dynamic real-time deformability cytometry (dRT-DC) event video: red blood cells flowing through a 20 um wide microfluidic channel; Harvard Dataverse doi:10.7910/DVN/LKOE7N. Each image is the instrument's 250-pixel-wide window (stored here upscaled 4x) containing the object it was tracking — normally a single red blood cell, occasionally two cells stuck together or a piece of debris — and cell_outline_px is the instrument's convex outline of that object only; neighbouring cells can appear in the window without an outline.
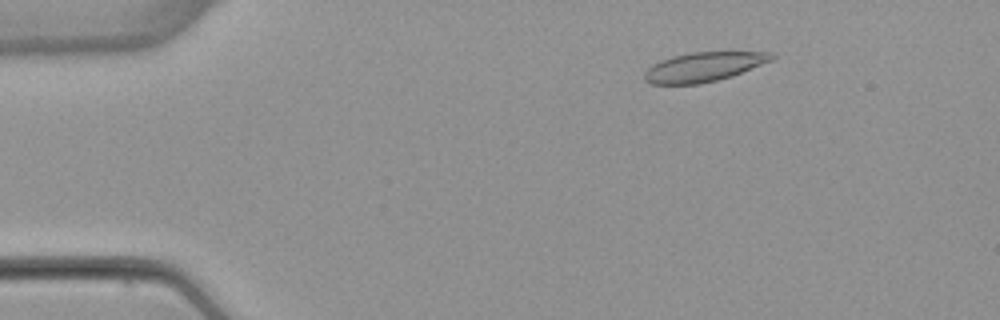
{"species": "common noctule bat (a hibernating species)", "species_latin": "Nyctalus noctula", "temperature_condition": "warm", "stored_images_in_passage": 53, "camera_frame_rate_fps": 3000, "um_per_image_px": 0.085, "animal": {"sex": "female", "body_mass_g": 22.7, "forearm_length_mm": 54.2}, "frame": {"image": 1, "passage_image": 8, "time_ms": 2.333, "image_size_px": [1000, 320], "cell_outline_px": [[776, 56], [772, 60], [732, 76], [700, 84], [648, 84], [644, 80], [644, 72], [652, 64], [660, 60], [672, 56], [692, 52], [772, 52]], "centroid_in_image_um": [59.78, 5.69], "position_along_channel_um": 25.2, "area_um2": 21.79}}
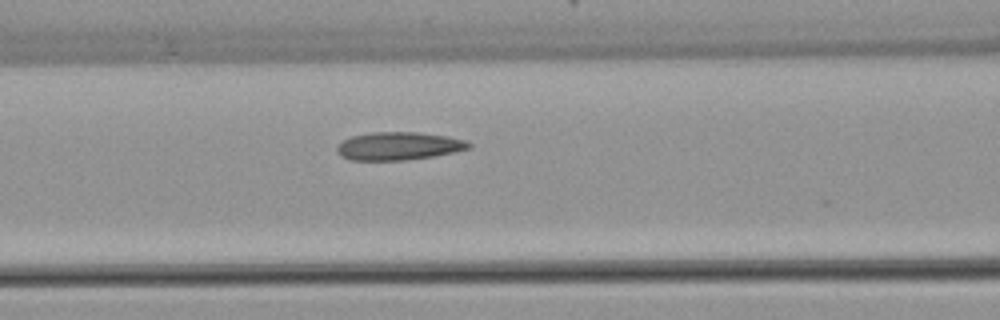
{"frame": {"image": 2, "passage_image": 22, "time_ms": 7.0, "image_size_px": [1000, 320], "cell_outline_px": [[472, 148], [432, 156], [408, 160], [352, 160], [340, 156], [336, 152], [336, 148], [344, 140], [352, 136], [372, 132], [416, 132], [448, 136], [464, 140], [472, 144]], "centroid_in_image_um": [33.88, 12.41], "position_along_channel_um": 132.7, "area_um2": 21.44}}
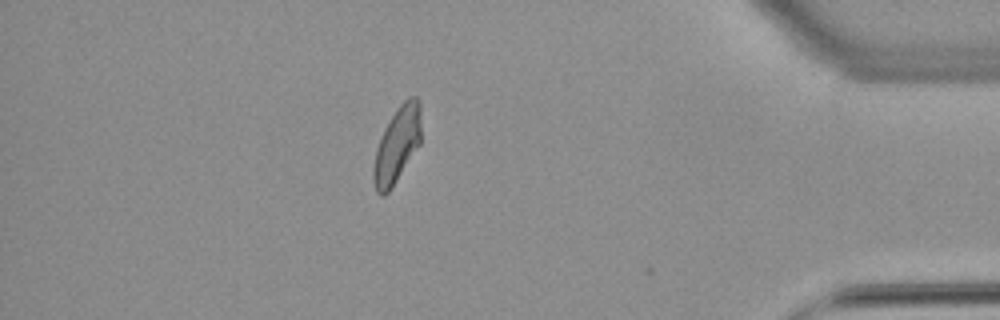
{"frame": {"image": 3, "passage_image": 46, "time_ms": 15.0, "image_size_px": [1000, 320], "cell_outline_px": [[420, 144], [388, 192], [384, 196], [380, 196], [376, 192], [372, 180], [372, 168], [376, 148], [380, 136], [384, 128], [396, 108], [408, 96], [416, 96], [420, 100]], "centroid_in_image_um": [33.72, 12.3], "position_along_channel_um": 401.5, "area_um2": 21.15}, "authors_computed_cell_mechanics": {"area_um2": 21.6172, "velocity_mm_per_s": 3.8738, "shape_relaxation_time_tau1_ms": 6.6943, "shape_relaxation_time_tau2_ms": 1.8842, "deformation_change_tau1": 0.1946, "deformation_change_tau2": 0.0944}}